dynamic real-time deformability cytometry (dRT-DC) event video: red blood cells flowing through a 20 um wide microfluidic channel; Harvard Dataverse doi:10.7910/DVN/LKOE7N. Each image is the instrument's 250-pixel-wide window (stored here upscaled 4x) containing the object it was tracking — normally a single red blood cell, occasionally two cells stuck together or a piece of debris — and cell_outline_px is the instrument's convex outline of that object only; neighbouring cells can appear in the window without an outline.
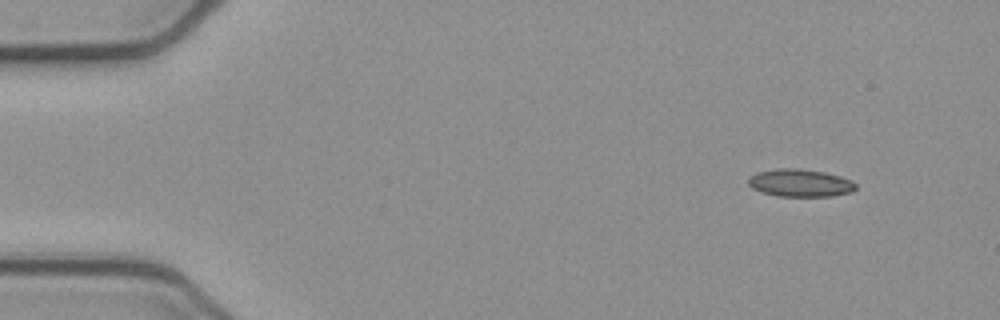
{"species": "common noctule bat (a hibernating species)", "species_latin": "Nyctalus noctula", "temperature_condition": "cold", "stored_images_in_passage": 48, "camera_frame_rate_fps": 3000, "um_per_image_px": 0.085, "animal": {"sex": "female", "body_mass_g": 21.9}, "frame": {"image": 1, "passage_image": 1, "time_ms": 0.0, "image_size_px": [1000, 320], "cell_outline_px": [[856, 188], [852, 192], [832, 196], [776, 196], [760, 192], [752, 188], [748, 184], [748, 176], [756, 172], [776, 168], [800, 168], [824, 172], [840, 176], [852, 180], [856, 184]], "centroid_in_image_um": [67.98, 15.54], "position_along_channel_um": 17.0, "area_um2": 17.57}}
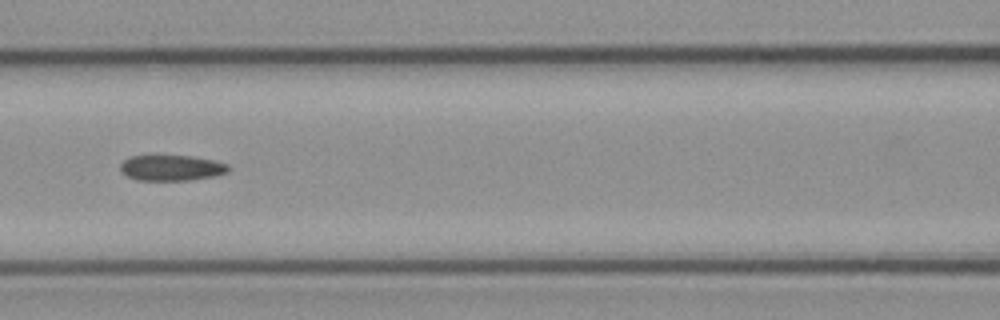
{"frame": {"image": 2, "passage_image": 19, "time_ms": 6.0, "image_size_px": [1000, 320], "cell_outline_px": [[228, 172], [216, 176], [188, 180], [136, 180], [120, 172], [120, 164], [128, 156], [152, 152], [192, 156], [212, 160], [228, 164]], "centroid_in_image_um": [14.49, 14.21], "position_along_channel_um": 152.1, "area_um2": 17.05}}
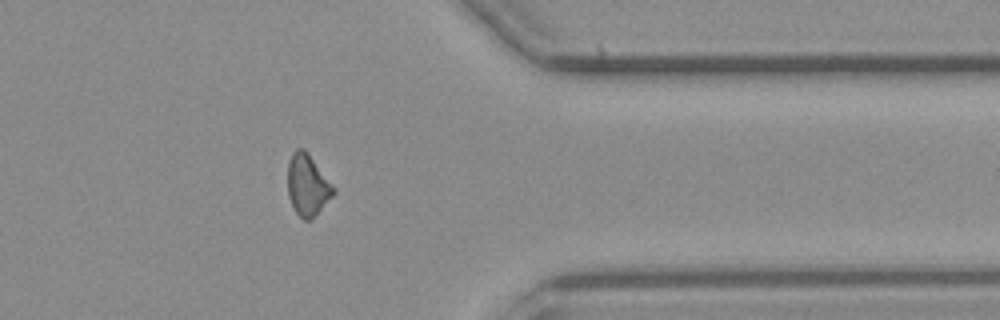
{"frame": {"image": 3, "passage_image": 38, "time_ms": 12.333, "image_size_px": [1000, 320], "cell_outline_px": [[336, 192], [312, 220], [304, 220], [296, 212], [288, 196], [288, 160], [292, 152], [296, 148], [304, 148], [308, 152], [336, 188]], "centroid_in_image_um": [26.15, 15.71], "position_along_channel_um": 385.2, "area_um2": 16.59}, "authors_computed_cell_mechanics": {"area_um2": 16.6464, "velocity_mm_per_s": 3.9055, "shape_relaxation_time_tau1_ms": null, "shape_relaxation_time_tau2_ms": 7.4813, "deformation_change_tau1": null, "deformation_change_tau2": 0.1637}}